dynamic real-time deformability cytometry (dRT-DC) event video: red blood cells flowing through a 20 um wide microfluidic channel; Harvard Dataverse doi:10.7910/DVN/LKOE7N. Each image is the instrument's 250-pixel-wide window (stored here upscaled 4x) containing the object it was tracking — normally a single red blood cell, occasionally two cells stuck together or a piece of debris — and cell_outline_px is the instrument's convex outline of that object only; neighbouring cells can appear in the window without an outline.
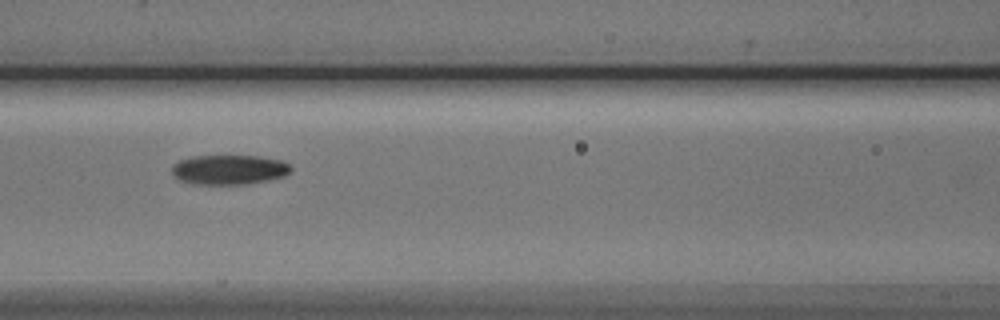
{"species": "Egyptian fruit bat (a non-hibernating species)", "species_latin": "Rousettus aegyptiacus", "temperature_condition": "cold", "stored_images_in_passage": 8, "camera_frame_rate_fps": 3000, "um_per_image_px": 0.085, "animal": {"sex": "male"}, "frame": {"image": 1, "passage_image": 5, "time_ms": 5.667, "image_size_px": [1000, 320], "cell_outline_px": [[292, 168], [284, 176], [248, 184], [192, 184], [180, 180], [172, 172], [172, 164], [180, 160], [192, 156], [260, 156], [280, 160], [288, 164]], "centroid_in_image_um": [19.45, 14.42], "position_along_channel_um": 147.2, "area_um2": 20.46}}
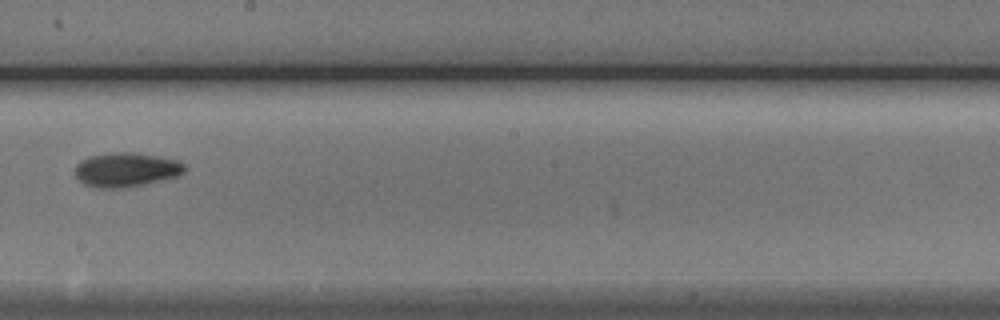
{"frame": {"image": 2, "passage_image": 7, "time_ms": 8.0, "image_size_px": [1000, 320], "cell_outline_px": [[184, 172], [176, 176], [160, 180], [124, 188], [96, 188], [84, 184], [76, 176], [76, 164], [80, 160], [88, 156], [108, 152], [132, 152], [160, 156], [180, 160], [184, 164]], "centroid_in_image_um": [10.7, 14.4], "position_along_channel_um": 237.5, "area_um2": 21.96}}
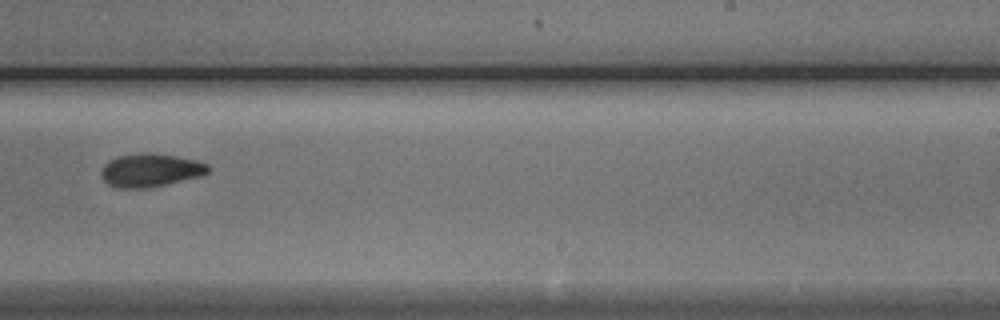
{"frame": {"image": 3, "passage_image": 8, "time_ms": 9.0, "image_size_px": [1000, 320], "cell_outline_px": [[208, 172], [200, 176], [164, 184], [144, 188], [120, 188], [108, 184], [104, 180], [100, 172], [104, 164], [120, 156], [176, 156], [196, 160], [208, 164]], "centroid_in_image_um": [12.79, 14.52], "position_along_channel_um": 276.2, "area_um2": 19.48}}